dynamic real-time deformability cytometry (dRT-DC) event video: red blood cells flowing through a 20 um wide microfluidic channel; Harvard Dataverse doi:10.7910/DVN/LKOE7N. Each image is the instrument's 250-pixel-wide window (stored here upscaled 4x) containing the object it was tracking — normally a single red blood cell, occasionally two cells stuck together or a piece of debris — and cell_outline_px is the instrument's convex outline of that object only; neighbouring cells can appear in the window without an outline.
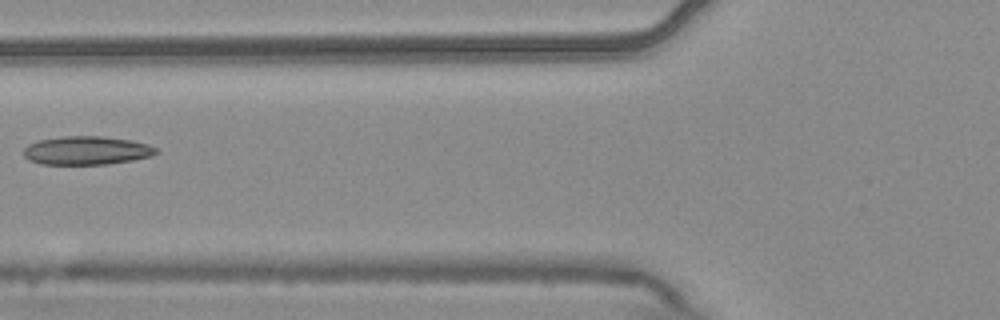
{"species": "common noctule bat (a hibernating species)", "species_latin": "Nyctalus noctula", "temperature_condition": "warm", "stored_images_in_passage": 7, "camera_frame_rate_fps": 3000, "um_per_image_px": 0.085, "animal": {"sex": "male", "body_mass_g": 20.4}, "frame": {"image": 1, "passage_image": 7, "time_ms": 2.0, "image_size_px": [1000, 320], "cell_outline_px": [[160, 152], [152, 156], [132, 160], [108, 164], [40, 164], [28, 160], [24, 156], [24, 148], [28, 144], [40, 140], [64, 136], [104, 136], [128, 140], [148, 144], [156, 148]], "centroid_in_image_um": [7.36, 12.79], "position_along_channel_um": 118.4, "area_um2": 22.02}}